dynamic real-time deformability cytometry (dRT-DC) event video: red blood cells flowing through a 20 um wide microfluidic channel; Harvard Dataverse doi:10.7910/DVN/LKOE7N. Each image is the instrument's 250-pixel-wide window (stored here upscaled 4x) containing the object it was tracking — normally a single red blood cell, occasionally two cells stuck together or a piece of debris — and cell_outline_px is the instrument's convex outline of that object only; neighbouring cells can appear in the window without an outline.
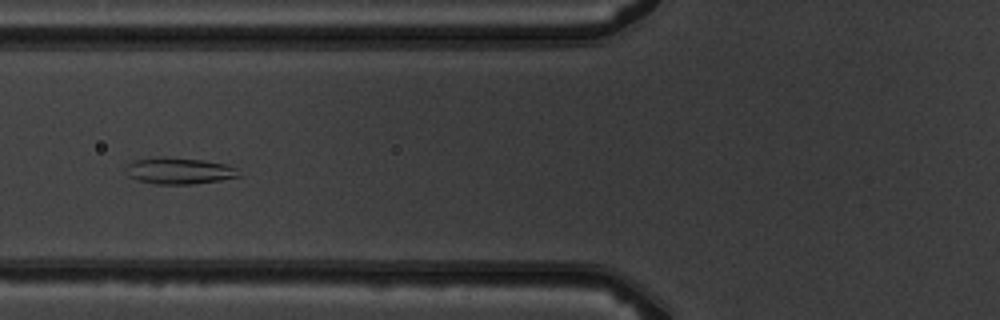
{"species": "common noctule bat (a hibernating species)", "species_latin": "Nyctalus noctula", "temperature_condition": "warm", "stored_images_in_passage": 9, "camera_frame_rate_fps": 3000, "um_per_image_px": 0.085, "animal": {"sex": "male", "body_mass_g": 19.5, "forearm_length_mm": 54.6}, "frame": {"image": 1, "passage_image": 6, "time_ms": 5.667, "image_size_px": [1000, 320], "cell_outline_px": [[240, 176], [220, 180], [192, 184], [156, 184], [136, 180], [128, 176], [128, 164], [136, 160], [160, 156], [164, 156], [204, 160], [228, 164], [236, 168]], "centroid_in_image_um": [15.24, 14.51], "position_along_channel_um": 110.6, "area_um2": 17.4}}
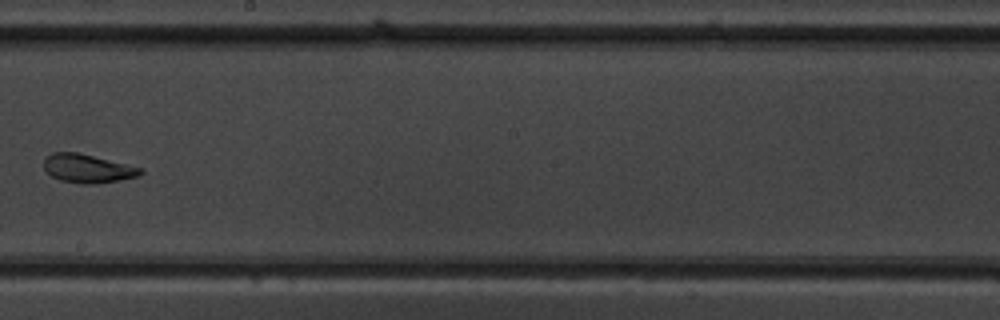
{"frame": {"image": 2, "passage_image": 9, "time_ms": 9.0, "image_size_px": [1000, 320], "cell_outline_px": [[144, 172], [136, 176], [96, 184], [80, 184], [60, 180], [44, 172], [44, 160], [52, 152], [76, 152], [144, 168]], "centroid_in_image_um": [7.41, 14.32], "position_along_channel_um": 240.8, "area_um2": 16.01}}